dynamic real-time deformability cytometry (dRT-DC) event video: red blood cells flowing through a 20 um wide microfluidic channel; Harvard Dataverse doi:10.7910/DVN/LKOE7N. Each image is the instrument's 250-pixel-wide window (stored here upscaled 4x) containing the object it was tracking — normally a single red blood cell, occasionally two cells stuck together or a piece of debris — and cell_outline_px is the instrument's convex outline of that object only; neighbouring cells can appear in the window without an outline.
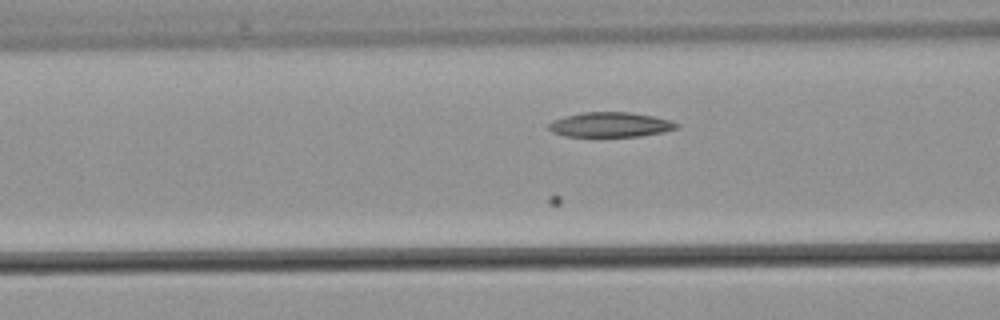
{"species": "common noctule bat (a hibernating species)", "species_latin": "Nyctalus noctula", "temperature_condition": "warm", "stored_images_in_passage": 32, "camera_frame_rate_fps": 3000, "um_per_image_px": 0.085, "animal": {"sex": "male", "body_mass_g": 21.5, "forearm_length_mm": 52.0}, "frame": {"image": 1, "passage_image": 12, "time_ms": 3.667, "image_size_px": [1000, 320], "cell_outline_px": [[680, 128], [664, 132], [640, 136], [564, 136], [552, 132], [548, 128], [548, 124], [552, 120], [564, 116], [580, 112], [628, 112], [652, 116], [672, 120], [680, 124]], "centroid_in_image_um": [51.89, 10.59], "position_along_channel_um": 114.7, "area_um2": 18.67}}
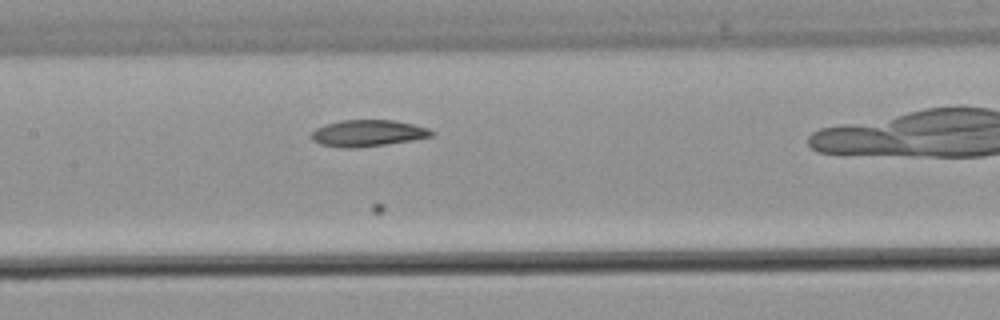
{"frame": {"image": 2, "passage_image": 16, "time_ms": 5.0, "image_size_px": [1000, 320], "cell_outline_px": [[436, 132], [432, 136], [412, 140], [388, 144], [356, 148], [340, 148], [320, 144], [312, 140], [312, 132], [316, 128], [324, 124], [340, 120], [392, 120], [412, 124], [428, 128]], "centroid_in_image_um": [31.25, 11.32], "position_along_channel_um": 176.2, "area_um2": 18.67}}